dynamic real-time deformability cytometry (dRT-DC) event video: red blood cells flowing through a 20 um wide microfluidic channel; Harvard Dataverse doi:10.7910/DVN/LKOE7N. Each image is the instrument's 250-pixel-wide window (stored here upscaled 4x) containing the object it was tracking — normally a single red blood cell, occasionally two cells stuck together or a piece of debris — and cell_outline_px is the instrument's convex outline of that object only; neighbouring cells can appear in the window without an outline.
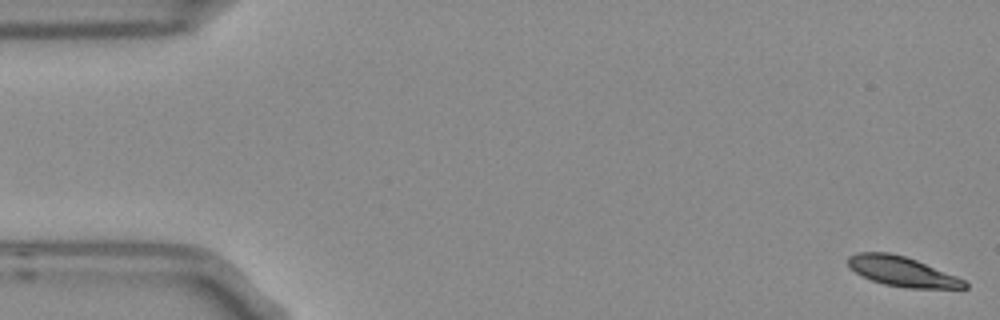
{"species": "Egyptian fruit bat (a non-hibernating species)", "species_latin": "Rousettus aegyptiacus", "temperature_condition": "room temperature", "stored_images_in_passage": 6, "segment_of_instrument_passage": [1, 2], "camera_frame_rate_fps": 3000, "um_per_image_px": 0.085, "frame": {"image": 1, "passage_image": 1, "time_ms": 0.0, "image_size_px": [1000, 320], "cell_outline_px": [[968, 288], [908, 288], [884, 284], [872, 280], [856, 272], [848, 264], [848, 256], [856, 252], [888, 252], [904, 256], [916, 260], [956, 276], [964, 280], [968, 284]], "centroid_in_image_um": [76.68, 23.07], "position_along_channel_um": 8.3, "area_um2": 19.94}}
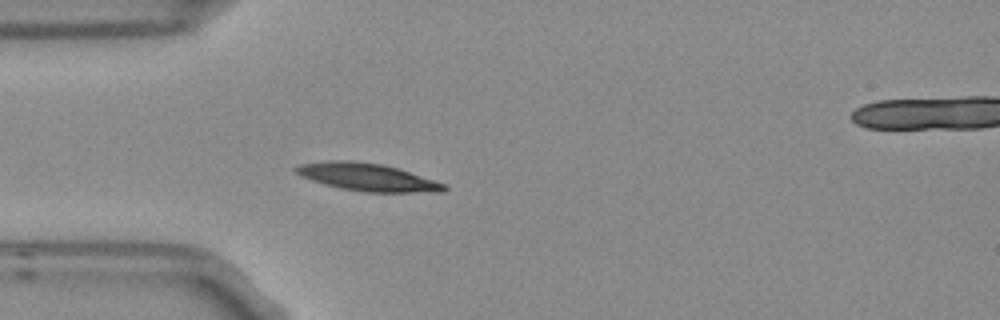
{"frame": {"image": 2, "passage_image": 5, "time_ms": 1.333, "image_size_px": [1000, 320], "cell_outline_px": [[448, 188], [444, 192], [364, 192], [340, 188], [324, 184], [300, 176], [292, 168], [300, 164], [332, 160], [352, 160], [384, 164], [400, 168], [448, 184]], "centroid_in_image_um": [31.29, 15.05], "position_along_channel_um": 53.7, "area_um2": 24.22}}